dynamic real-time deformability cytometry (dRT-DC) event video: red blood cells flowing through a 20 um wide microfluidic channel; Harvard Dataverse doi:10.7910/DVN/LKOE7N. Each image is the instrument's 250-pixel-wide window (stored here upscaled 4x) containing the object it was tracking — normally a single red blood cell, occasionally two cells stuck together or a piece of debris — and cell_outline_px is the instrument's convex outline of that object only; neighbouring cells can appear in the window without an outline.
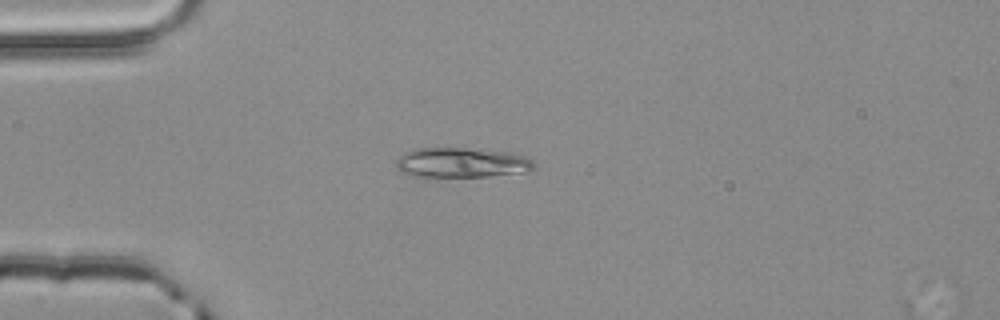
{"species": "common noctule bat (a hibernating species)", "species_latin": "Nyctalus noctula", "temperature_condition": "room temperature", "stored_images_in_passage": 3, "camera_frame_rate_fps": 3000, "um_per_image_px": 0.085, "animal": {"sex": "male", "body_mass_g": 20.4}, "frame": {"image": 1, "passage_image": 2, "time_ms": 0.333, "image_size_px": [1000, 320], "cell_outline_px": [[536, 164], [532, 168], [520, 172], [488, 176], [412, 176], [400, 172], [396, 168], [396, 160], [404, 152], [416, 148], [468, 148], [512, 152], [524, 156], [532, 160]], "centroid_in_image_um": [39.19, 13.81], "position_along_channel_um": 45.8, "area_um2": 23.93}}